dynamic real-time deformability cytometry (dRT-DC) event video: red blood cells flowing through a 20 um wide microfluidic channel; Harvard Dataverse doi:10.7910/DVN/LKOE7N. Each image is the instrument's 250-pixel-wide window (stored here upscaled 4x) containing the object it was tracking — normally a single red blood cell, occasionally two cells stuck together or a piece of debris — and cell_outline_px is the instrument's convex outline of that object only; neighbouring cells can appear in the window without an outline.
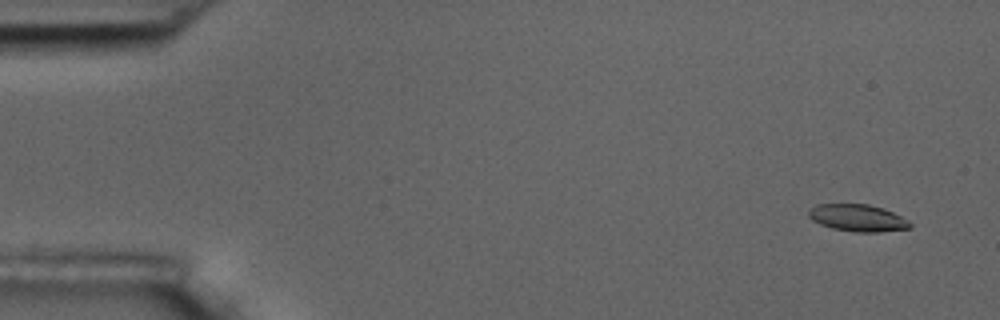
{"species": "common noctule bat (a hibernating species)", "species_latin": "Nyctalus noctula", "temperature_condition": "room temperature", "stored_images_in_passage": 5, "camera_frame_rate_fps": 3000, "um_per_image_px": 0.085, "animal": {"sex": "male", "body_mass_g": 17.5, "forearm_length_mm": 52.3}, "frame": {"image": 1, "passage_image": 1, "time_ms": 0.0, "image_size_px": [1000, 320], "cell_outline_px": [[912, 228], [880, 232], [856, 232], [832, 228], [820, 224], [812, 220], [808, 216], [808, 212], [816, 204], [868, 204], [884, 208], [908, 220], [912, 224]], "centroid_in_image_um": [72.92, 18.52], "position_along_channel_um": 12.1, "area_um2": 16.01}}
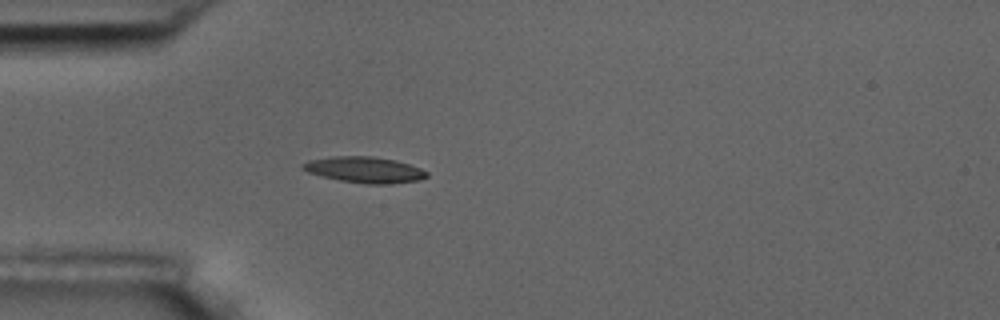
{"frame": {"image": 2, "passage_image": 5, "time_ms": 4.333, "image_size_px": [1000, 320], "cell_outline_px": [[428, 176], [416, 180], [392, 184], [368, 184], [340, 180], [308, 172], [300, 168], [300, 164], [308, 160], [332, 156], [372, 156], [396, 160], [420, 168], [428, 172]], "centroid_in_image_um": [30.96, 14.42], "position_along_channel_um": 54.0, "area_um2": 18.73}}